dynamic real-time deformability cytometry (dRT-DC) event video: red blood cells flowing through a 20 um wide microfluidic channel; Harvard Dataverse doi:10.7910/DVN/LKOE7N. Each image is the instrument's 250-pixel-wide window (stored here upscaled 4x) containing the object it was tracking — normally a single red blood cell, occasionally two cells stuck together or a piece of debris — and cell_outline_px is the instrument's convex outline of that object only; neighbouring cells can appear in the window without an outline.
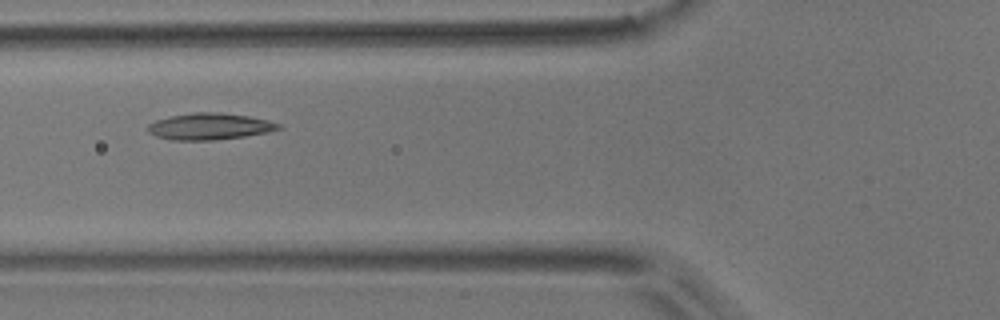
{"species": "common noctule bat (a hibernating species)", "species_latin": "Nyctalus noctula", "temperature_condition": "room temperature", "stored_images_in_passage": 12, "camera_frame_rate_fps": 3000, "um_per_image_px": 0.085, "animal": {"sex": "male", "body_mass_g": 17.9}, "frame": {"image": 1, "passage_image": 4, "time_ms": 1.0, "image_size_px": [1000, 320], "cell_outline_px": [[284, 128], [268, 132], [244, 136], [216, 140], [172, 140], [156, 136], [148, 132], [148, 124], [156, 120], [168, 116], [196, 112], [220, 112], [248, 116], [268, 120], [280, 124]], "centroid_in_image_um": [17.82, 10.74], "position_along_channel_um": 108.0, "area_um2": 20.29}}
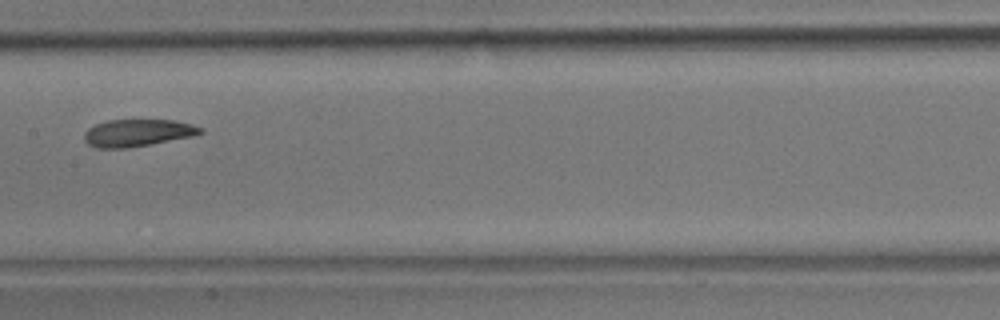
{"frame": {"image": 2, "passage_image": 6, "time_ms": 1.667, "image_size_px": [1000, 320], "cell_outline_px": [[204, 132], [196, 136], [128, 148], [96, 148], [88, 144], [84, 140], [84, 132], [88, 128], [96, 124], [108, 120], [172, 120], [192, 124], [204, 128]], "centroid_in_image_um": [11.72, 11.3], "position_along_channel_um": 195.7, "area_um2": 18.61}}
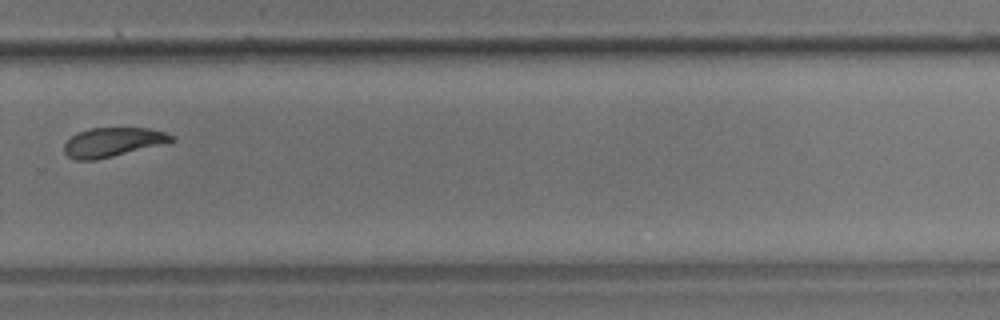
{"frame": {"image": 3, "passage_image": 9, "time_ms": 2.667, "image_size_px": [1000, 320], "cell_outline_px": [[176, 140], [96, 160], [76, 160], [68, 156], [64, 152], [64, 144], [72, 136], [80, 132], [92, 128], [148, 128], [164, 132], [176, 136]], "centroid_in_image_um": [9.57, 12.08], "position_along_channel_um": 320.2, "area_um2": 17.86}}